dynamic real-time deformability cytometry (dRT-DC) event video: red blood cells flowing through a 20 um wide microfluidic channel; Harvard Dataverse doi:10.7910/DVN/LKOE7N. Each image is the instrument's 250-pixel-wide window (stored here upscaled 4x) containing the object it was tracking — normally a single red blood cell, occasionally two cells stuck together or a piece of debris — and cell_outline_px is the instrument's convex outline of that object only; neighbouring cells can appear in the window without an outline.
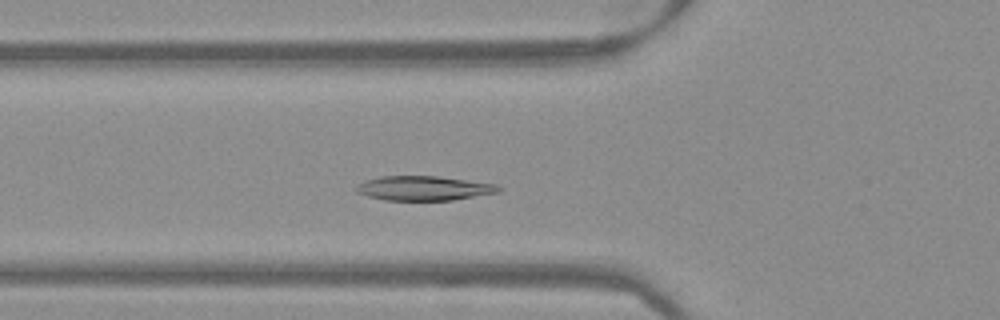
{"species": "Egyptian fruit bat (a non-hibernating species)", "species_latin": "Rousettus aegyptiacus", "temperature_condition": "warm", "stored_images_in_passage": 46, "camera_frame_rate_fps": 3000, "um_per_image_px": 0.085, "frame": {"image": 1, "passage_image": 13, "time_ms": 4.0, "image_size_px": [1000, 320], "cell_outline_px": [[504, 188], [500, 192], [452, 200], [384, 200], [368, 196], [356, 192], [352, 188], [364, 180], [380, 176], [436, 176], [496, 184]], "centroid_in_image_um": [35.99, 16.0], "position_along_channel_um": 89.8, "area_um2": 20.4}}
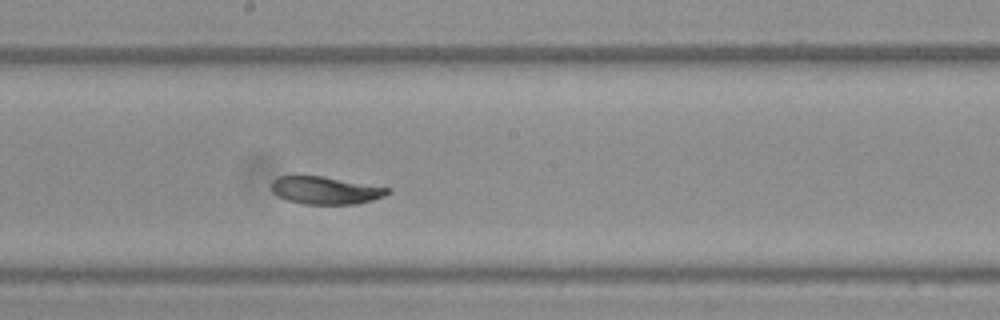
{"frame": {"image": 2, "passage_image": 23, "time_ms": 7.333, "image_size_px": [1000, 320], "cell_outline_px": [[392, 192], [384, 196], [372, 200], [356, 204], [304, 204], [288, 200], [272, 192], [272, 180], [280, 176], [320, 176], [392, 188]], "centroid_in_image_um": [27.71, 16.18], "position_along_channel_um": 220.5, "area_um2": 18.55}}
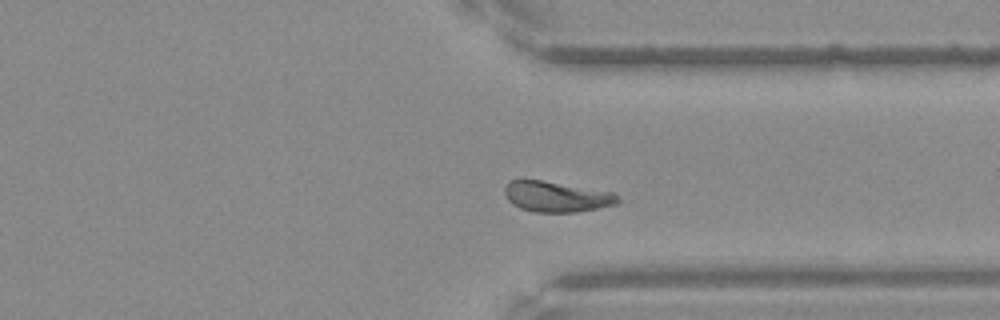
{"frame": {"image": 3, "passage_image": 34, "time_ms": 11.0, "image_size_px": [1000, 320], "cell_outline_px": [[620, 200], [616, 204], [576, 212], [532, 212], [520, 208], [512, 204], [508, 200], [504, 192], [504, 188], [508, 180], [540, 180], [612, 192]], "centroid_in_image_um": [47.24, 16.72], "position_along_channel_um": 364.2, "area_um2": 19.94}}